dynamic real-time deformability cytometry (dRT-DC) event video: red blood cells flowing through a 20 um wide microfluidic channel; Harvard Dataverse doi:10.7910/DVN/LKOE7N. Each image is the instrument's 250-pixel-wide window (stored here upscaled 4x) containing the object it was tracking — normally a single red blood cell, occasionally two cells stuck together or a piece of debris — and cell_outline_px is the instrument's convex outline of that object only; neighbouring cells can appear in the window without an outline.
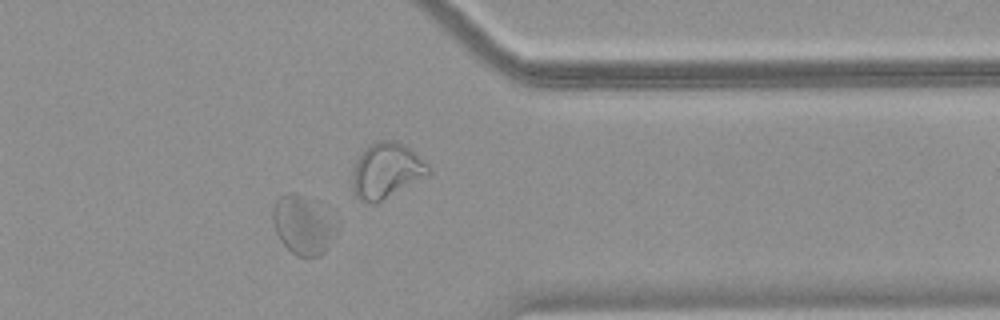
{"species": "common noctule bat (a hibernating species)", "species_latin": "Nyctalus noctula", "temperature_condition": "warm", "stored_images_in_passage": 52, "camera_frame_rate_fps": 3000, "um_per_image_px": 0.085, "animal": {"sex": "female", "body_mass_g": 18.4}, "frame": {"image": 1, "passage_image": 43, "time_ms": 14.0, "image_size_px": [1000, 320], "cell_outline_px": [[328, 228], [324, 252], [320, 256], [296, 256], [280, 240], [276, 232], [272, 220], [272, 212], [276, 200], [280, 196], [300, 196]], "centroid_in_image_um": [25.42, 19.27], "position_along_channel_um": 386.0, "area_um2": 17.8}}